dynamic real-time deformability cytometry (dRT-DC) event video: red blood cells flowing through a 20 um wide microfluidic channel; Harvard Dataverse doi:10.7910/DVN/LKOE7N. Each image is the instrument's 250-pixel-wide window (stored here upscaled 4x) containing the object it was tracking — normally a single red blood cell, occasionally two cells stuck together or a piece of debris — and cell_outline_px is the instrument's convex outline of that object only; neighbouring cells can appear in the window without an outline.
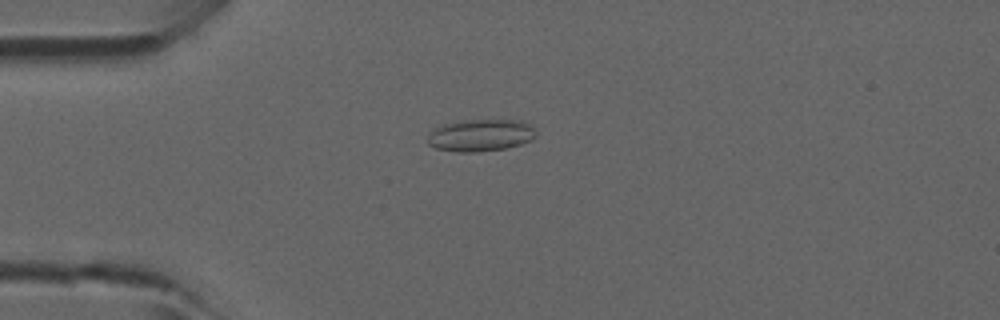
{"species": "common noctule bat (a hibernating species)", "species_latin": "Nyctalus noctula", "temperature_condition": "room temperature", "stored_images_in_passage": 3, "camera_frame_rate_fps": 3000, "um_per_image_px": 0.085, "animal": {"sex": "male", "forearm_length_mm": 52.5}, "frame": {"image": 1, "passage_image": 1, "time_ms": 0.0, "image_size_px": [1000, 320], "cell_outline_px": [[536, 136], [532, 140], [520, 144], [504, 148], [476, 152], [460, 152], [436, 148], [428, 144], [428, 136], [436, 128], [444, 124], [468, 120], [520, 120], [532, 124], [536, 132]], "centroid_in_image_um": [40.9, 11.49], "position_along_channel_um": 44.1, "area_um2": 20.11}}
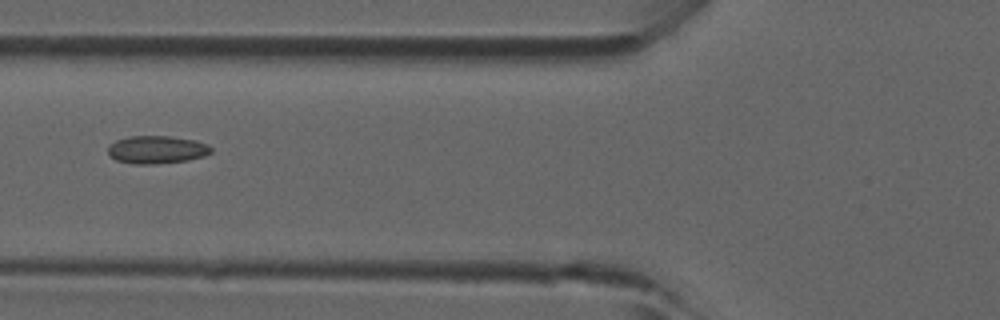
{"frame": {"image": 2, "passage_image": 3, "time_ms": 0.667, "image_size_px": [1000, 320], "cell_outline_px": [[212, 152], [204, 156], [188, 160], [152, 164], [132, 164], [116, 160], [108, 156], [108, 144], [116, 140], [132, 136], [168, 136], [196, 140], [208, 144], [212, 148]], "centroid_in_image_um": [13.31, 12.72], "position_along_channel_um": 112.5, "area_um2": 16.88}}